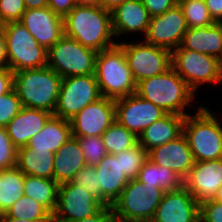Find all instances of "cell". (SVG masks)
Here are the masks:
<instances>
[{
	"instance_id": "obj_1",
	"label": "cell",
	"mask_w": 222,
	"mask_h": 222,
	"mask_svg": "<svg viewBox=\"0 0 222 222\" xmlns=\"http://www.w3.org/2000/svg\"><path fill=\"white\" fill-rule=\"evenodd\" d=\"M63 20L64 35L75 39L84 47L100 52L117 44L111 41L115 36L111 11L103 7L76 5Z\"/></svg>"
},
{
	"instance_id": "obj_2",
	"label": "cell",
	"mask_w": 222,
	"mask_h": 222,
	"mask_svg": "<svg viewBox=\"0 0 222 222\" xmlns=\"http://www.w3.org/2000/svg\"><path fill=\"white\" fill-rule=\"evenodd\" d=\"M62 77L48 66L13 72V88L23 107L54 114Z\"/></svg>"
},
{
	"instance_id": "obj_3",
	"label": "cell",
	"mask_w": 222,
	"mask_h": 222,
	"mask_svg": "<svg viewBox=\"0 0 222 222\" xmlns=\"http://www.w3.org/2000/svg\"><path fill=\"white\" fill-rule=\"evenodd\" d=\"M136 93L144 100L152 102L167 114L189 115L185 107L190 106L195 92L171 67L165 73L141 80Z\"/></svg>"
},
{
	"instance_id": "obj_4",
	"label": "cell",
	"mask_w": 222,
	"mask_h": 222,
	"mask_svg": "<svg viewBox=\"0 0 222 222\" xmlns=\"http://www.w3.org/2000/svg\"><path fill=\"white\" fill-rule=\"evenodd\" d=\"M95 77L102 97L117 100L137 91L124 50L118 43L98 52Z\"/></svg>"
},
{
	"instance_id": "obj_5",
	"label": "cell",
	"mask_w": 222,
	"mask_h": 222,
	"mask_svg": "<svg viewBox=\"0 0 222 222\" xmlns=\"http://www.w3.org/2000/svg\"><path fill=\"white\" fill-rule=\"evenodd\" d=\"M183 134L195 162L222 158V126L206 107H200L194 116L186 115Z\"/></svg>"
},
{
	"instance_id": "obj_6",
	"label": "cell",
	"mask_w": 222,
	"mask_h": 222,
	"mask_svg": "<svg viewBox=\"0 0 222 222\" xmlns=\"http://www.w3.org/2000/svg\"><path fill=\"white\" fill-rule=\"evenodd\" d=\"M160 187L129 180L112 205L118 222H150L164 195Z\"/></svg>"
},
{
	"instance_id": "obj_7",
	"label": "cell",
	"mask_w": 222,
	"mask_h": 222,
	"mask_svg": "<svg viewBox=\"0 0 222 222\" xmlns=\"http://www.w3.org/2000/svg\"><path fill=\"white\" fill-rule=\"evenodd\" d=\"M3 31L6 37L8 66L11 71L47 66V50L20 21L4 24Z\"/></svg>"
},
{
	"instance_id": "obj_8",
	"label": "cell",
	"mask_w": 222,
	"mask_h": 222,
	"mask_svg": "<svg viewBox=\"0 0 222 222\" xmlns=\"http://www.w3.org/2000/svg\"><path fill=\"white\" fill-rule=\"evenodd\" d=\"M98 52L64 35L47 50V66L62 78L95 74Z\"/></svg>"
},
{
	"instance_id": "obj_9",
	"label": "cell",
	"mask_w": 222,
	"mask_h": 222,
	"mask_svg": "<svg viewBox=\"0 0 222 222\" xmlns=\"http://www.w3.org/2000/svg\"><path fill=\"white\" fill-rule=\"evenodd\" d=\"M171 65L194 92L202 83L222 82V62L213 56L179 46L171 52Z\"/></svg>"
},
{
	"instance_id": "obj_10",
	"label": "cell",
	"mask_w": 222,
	"mask_h": 222,
	"mask_svg": "<svg viewBox=\"0 0 222 222\" xmlns=\"http://www.w3.org/2000/svg\"><path fill=\"white\" fill-rule=\"evenodd\" d=\"M101 97L95 74L62 78L53 115L70 120L88 104L96 102Z\"/></svg>"
},
{
	"instance_id": "obj_11",
	"label": "cell",
	"mask_w": 222,
	"mask_h": 222,
	"mask_svg": "<svg viewBox=\"0 0 222 222\" xmlns=\"http://www.w3.org/2000/svg\"><path fill=\"white\" fill-rule=\"evenodd\" d=\"M105 206L84 187L71 181L59 184L53 222H74L98 214Z\"/></svg>"
},
{
	"instance_id": "obj_12",
	"label": "cell",
	"mask_w": 222,
	"mask_h": 222,
	"mask_svg": "<svg viewBox=\"0 0 222 222\" xmlns=\"http://www.w3.org/2000/svg\"><path fill=\"white\" fill-rule=\"evenodd\" d=\"M123 48L129 68L136 83L141 80L161 75L172 67L171 51L147 44L119 43Z\"/></svg>"
},
{
	"instance_id": "obj_13",
	"label": "cell",
	"mask_w": 222,
	"mask_h": 222,
	"mask_svg": "<svg viewBox=\"0 0 222 222\" xmlns=\"http://www.w3.org/2000/svg\"><path fill=\"white\" fill-rule=\"evenodd\" d=\"M187 30L188 26L182 8L176 4L165 13L150 18L144 41L172 52L180 46Z\"/></svg>"
},
{
	"instance_id": "obj_14",
	"label": "cell",
	"mask_w": 222,
	"mask_h": 222,
	"mask_svg": "<svg viewBox=\"0 0 222 222\" xmlns=\"http://www.w3.org/2000/svg\"><path fill=\"white\" fill-rule=\"evenodd\" d=\"M167 113L137 93L115 100V120L137 137Z\"/></svg>"
},
{
	"instance_id": "obj_15",
	"label": "cell",
	"mask_w": 222,
	"mask_h": 222,
	"mask_svg": "<svg viewBox=\"0 0 222 222\" xmlns=\"http://www.w3.org/2000/svg\"><path fill=\"white\" fill-rule=\"evenodd\" d=\"M72 136H102L116 121L115 100L101 97L96 102L88 104L70 120Z\"/></svg>"
},
{
	"instance_id": "obj_16",
	"label": "cell",
	"mask_w": 222,
	"mask_h": 222,
	"mask_svg": "<svg viewBox=\"0 0 222 222\" xmlns=\"http://www.w3.org/2000/svg\"><path fill=\"white\" fill-rule=\"evenodd\" d=\"M198 220L199 203L182 186L178 190L164 192L150 222H197Z\"/></svg>"
},
{
	"instance_id": "obj_17",
	"label": "cell",
	"mask_w": 222,
	"mask_h": 222,
	"mask_svg": "<svg viewBox=\"0 0 222 222\" xmlns=\"http://www.w3.org/2000/svg\"><path fill=\"white\" fill-rule=\"evenodd\" d=\"M222 185V158L195 162L183 186L195 197L198 203L214 199Z\"/></svg>"
},
{
	"instance_id": "obj_18",
	"label": "cell",
	"mask_w": 222,
	"mask_h": 222,
	"mask_svg": "<svg viewBox=\"0 0 222 222\" xmlns=\"http://www.w3.org/2000/svg\"><path fill=\"white\" fill-rule=\"evenodd\" d=\"M20 22L46 50L64 36L63 17L49 7L26 9Z\"/></svg>"
},
{
	"instance_id": "obj_19",
	"label": "cell",
	"mask_w": 222,
	"mask_h": 222,
	"mask_svg": "<svg viewBox=\"0 0 222 222\" xmlns=\"http://www.w3.org/2000/svg\"><path fill=\"white\" fill-rule=\"evenodd\" d=\"M147 158L154 164L175 171L183 179L195 164L193 153L185 135L147 151Z\"/></svg>"
},
{
	"instance_id": "obj_20",
	"label": "cell",
	"mask_w": 222,
	"mask_h": 222,
	"mask_svg": "<svg viewBox=\"0 0 222 222\" xmlns=\"http://www.w3.org/2000/svg\"><path fill=\"white\" fill-rule=\"evenodd\" d=\"M52 116L53 114L42 109L22 107L21 111L6 126L14 146L17 149L25 147Z\"/></svg>"
},
{
	"instance_id": "obj_21",
	"label": "cell",
	"mask_w": 222,
	"mask_h": 222,
	"mask_svg": "<svg viewBox=\"0 0 222 222\" xmlns=\"http://www.w3.org/2000/svg\"><path fill=\"white\" fill-rule=\"evenodd\" d=\"M94 167L101 186V197L112 206L129 182L121 170L120 153L107 154Z\"/></svg>"
},
{
	"instance_id": "obj_22",
	"label": "cell",
	"mask_w": 222,
	"mask_h": 222,
	"mask_svg": "<svg viewBox=\"0 0 222 222\" xmlns=\"http://www.w3.org/2000/svg\"><path fill=\"white\" fill-rule=\"evenodd\" d=\"M114 35L127 32L146 34L151 16L141 0H127L111 11Z\"/></svg>"
},
{
	"instance_id": "obj_23",
	"label": "cell",
	"mask_w": 222,
	"mask_h": 222,
	"mask_svg": "<svg viewBox=\"0 0 222 222\" xmlns=\"http://www.w3.org/2000/svg\"><path fill=\"white\" fill-rule=\"evenodd\" d=\"M185 117L178 114H166L143 130L138 137V143L145 151H149L176 139L183 133Z\"/></svg>"
},
{
	"instance_id": "obj_24",
	"label": "cell",
	"mask_w": 222,
	"mask_h": 222,
	"mask_svg": "<svg viewBox=\"0 0 222 222\" xmlns=\"http://www.w3.org/2000/svg\"><path fill=\"white\" fill-rule=\"evenodd\" d=\"M86 166L79 139L71 137L55 153L53 180L58 184L71 181Z\"/></svg>"
},
{
	"instance_id": "obj_25",
	"label": "cell",
	"mask_w": 222,
	"mask_h": 222,
	"mask_svg": "<svg viewBox=\"0 0 222 222\" xmlns=\"http://www.w3.org/2000/svg\"><path fill=\"white\" fill-rule=\"evenodd\" d=\"M180 46L213 56L222 62V28L219 23L206 27L188 28Z\"/></svg>"
},
{
	"instance_id": "obj_26",
	"label": "cell",
	"mask_w": 222,
	"mask_h": 222,
	"mask_svg": "<svg viewBox=\"0 0 222 222\" xmlns=\"http://www.w3.org/2000/svg\"><path fill=\"white\" fill-rule=\"evenodd\" d=\"M72 137L69 120L52 116L28 142L31 149H42L56 153L57 150Z\"/></svg>"
},
{
	"instance_id": "obj_27",
	"label": "cell",
	"mask_w": 222,
	"mask_h": 222,
	"mask_svg": "<svg viewBox=\"0 0 222 222\" xmlns=\"http://www.w3.org/2000/svg\"><path fill=\"white\" fill-rule=\"evenodd\" d=\"M55 153L42 149H31L27 145L17 149L16 167L25 175L53 179Z\"/></svg>"
},
{
	"instance_id": "obj_28",
	"label": "cell",
	"mask_w": 222,
	"mask_h": 222,
	"mask_svg": "<svg viewBox=\"0 0 222 222\" xmlns=\"http://www.w3.org/2000/svg\"><path fill=\"white\" fill-rule=\"evenodd\" d=\"M136 179L146 185L160 187L163 191L178 190L183 186V178L175 171L158 166L147 159Z\"/></svg>"
},
{
	"instance_id": "obj_29",
	"label": "cell",
	"mask_w": 222,
	"mask_h": 222,
	"mask_svg": "<svg viewBox=\"0 0 222 222\" xmlns=\"http://www.w3.org/2000/svg\"><path fill=\"white\" fill-rule=\"evenodd\" d=\"M59 184L53 179L25 175L24 196L32 197L51 214L57 206Z\"/></svg>"
},
{
	"instance_id": "obj_30",
	"label": "cell",
	"mask_w": 222,
	"mask_h": 222,
	"mask_svg": "<svg viewBox=\"0 0 222 222\" xmlns=\"http://www.w3.org/2000/svg\"><path fill=\"white\" fill-rule=\"evenodd\" d=\"M25 174L17 167L0 170V214L5 212L24 196Z\"/></svg>"
},
{
	"instance_id": "obj_31",
	"label": "cell",
	"mask_w": 222,
	"mask_h": 222,
	"mask_svg": "<svg viewBox=\"0 0 222 222\" xmlns=\"http://www.w3.org/2000/svg\"><path fill=\"white\" fill-rule=\"evenodd\" d=\"M5 217L33 221H52V214L32 197L22 196L3 214Z\"/></svg>"
},
{
	"instance_id": "obj_32",
	"label": "cell",
	"mask_w": 222,
	"mask_h": 222,
	"mask_svg": "<svg viewBox=\"0 0 222 222\" xmlns=\"http://www.w3.org/2000/svg\"><path fill=\"white\" fill-rule=\"evenodd\" d=\"M101 137L108 154H118L138 143V137L117 121Z\"/></svg>"
},
{
	"instance_id": "obj_33",
	"label": "cell",
	"mask_w": 222,
	"mask_h": 222,
	"mask_svg": "<svg viewBox=\"0 0 222 222\" xmlns=\"http://www.w3.org/2000/svg\"><path fill=\"white\" fill-rule=\"evenodd\" d=\"M188 28L206 27L216 23L204 0H178Z\"/></svg>"
},
{
	"instance_id": "obj_34",
	"label": "cell",
	"mask_w": 222,
	"mask_h": 222,
	"mask_svg": "<svg viewBox=\"0 0 222 222\" xmlns=\"http://www.w3.org/2000/svg\"><path fill=\"white\" fill-rule=\"evenodd\" d=\"M147 159V151L139 143L120 152L121 170L128 180H133L137 177Z\"/></svg>"
},
{
	"instance_id": "obj_35",
	"label": "cell",
	"mask_w": 222,
	"mask_h": 222,
	"mask_svg": "<svg viewBox=\"0 0 222 222\" xmlns=\"http://www.w3.org/2000/svg\"><path fill=\"white\" fill-rule=\"evenodd\" d=\"M71 182L77 186L84 187L86 191L91 193L104 206H110L101 197V186L94 166L86 165L83 167L79 172L76 173Z\"/></svg>"
},
{
	"instance_id": "obj_36",
	"label": "cell",
	"mask_w": 222,
	"mask_h": 222,
	"mask_svg": "<svg viewBox=\"0 0 222 222\" xmlns=\"http://www.w3.org/2000/svg\"><path fill=\"white\" fill-rule=\"evenodd\" d=\"M78 139L86 165L95 166L108 154L101 136H86Z\"/></svg>"
},
{
	"instance_id": "obj_37",
	"label": "cell",
	"mask_w": 222,
	"mask_h": 222,
	"mask_svg": "<svg viewBox=\"0 0 222 222\" xmlns=\"http://www.w3.org/2000/svg\"><path fill=\"white\" fill-rule=\"evenodd\" d=\"M22 107L21 100L14 88L7 94L0 95V127H6Z\"/></svg>"
},
{
	"instance_id": "obj_38",
	"label": "cell",
	"mask_w": 222,
	"mask_h": 222,
	"mask_svg": "<svg viewBox=\"0 0 222 222\" xmlns=\"http://www.w3.org/2000/svg\"><path fill=\"white\" fill-rule=\"evenodd\" d=\"M17 148L11 141L6 127H0V170L16 167Z\"/></svg>"
},
{
	"instance_id": "obj_39",
	"label": "cell",
	"mask_w": 222,
	"mask_h": 222,
	"mask_svg": "<svg viewBox=\"0 0 222 222\" xmlns=\"http://www.w3.org/2000/svg\"><path fill=\"white\" fill-rule=\"evenodd\" d=\"M25 11L24 0H0V18L4 24L20 21Z\"/></svg>"
},
{
	"instance_id": "obj_40",
	"label": "cell",
	"mask_w": 222,
	"mask_h": 222,
	"mask_svg": "<svg viewBox=\"0 0 222 222\" xmlns=\"http://www.w3.org/2000/svg\"><path fill=\"white\" fill-rule=\"evenodd\" d=\"M199 220L201 222H222V202L209 199L199 203Z\"/></svg>"
},
{
	"instance_id": "obj_41",
	"label": "cell",
	"mask_w": 222,
	"mask_h": 222,
	"mask_svg": "<svg viewBox=\"0 0 222 222\" xmlns=\"http://www.w3.org/2000/svg\"><path fill=\"white\" fill-rule=\"evenodd\" d=\"M149 15L156 16L178 4V0H141Z\"/></svg>"
},
{
	"instance_id": "obj_42",
	"label": "cell",
	"mask_w": 222,
	"mask_h": 222,
	"mask_svg": "<svg viewBox=\"0 0 222 222\" xmlns=\"http://www.w3.org/2000/svg\"><path fill=\"white\" fill-rule=\"evenodd\" d=\"M76 6L75 0H48V7L61 17H65Z\"/></svg>"
},
{
	"instance_id": "obj_43",
	"label": "cell",
	"mask_w": 222,
	"mask_h": 222,
	"mask_svg": "<svg viewBox=\"0 0 222 222\" xmlns=\"http://www.w3.org/2000/svg\"><path fill=\"white\" fill-rule=\"evenodd\" d=\"M74 222H118V221L116 220L112 206H105L95 216L85 218L83 220L74 221Z\"/></svg>"
},
{
	"instance_id": "obj_44",
	"label": "cell",
	"mask_w": 222,
	"mask_h": 222,
	"mask_svg": "<svg viewBox=\"0 0 222 222\" xmlns=\"http://www.w3.org/2000/svg\"><path fill=\"white\" fill-rule=\"evenodd\" d=\"M13 89V71L9 68L0 69V95H5Z\"/></svg>"
},
{
	"instance_id": "obj_45",
	"label": "cell",
	"mask_w": 222,
	"mask_h": 222,
	"mask_svg": "<svg viewBox=\"0 0 222 222\" xmlns=\"http://www.w3.org/2000/svg\"><path fill=\"white\" fill-rule=\"evenodd\" d=\"M212 19L218 23L222 21V0H204Z\"/></svg>"
},
{
	"instance_id": "obj_46",
	"label": "cell",
	"mask_w": 222,
	"mask_h": 222,
	"mask_svg": "<svg viewBox=\"0 0 222 222\" xmlns=\"http://www.w3.org/2000/svg\"><path fill=\"white\" fill-rule=\"evenodd\" d=\"M4 68H9L6 49V37L4 31H0V69Z\"/></svg>"
},
{
	"instance_id": "obj_47",
	"label": "cell",
	"mask_w": 222,
	"mask_h": 222,
	"mask_svg": "<svg viewBox=\"0 0 222 222\" xmlns=\"http://www.w3.org/2000/svg\"><path fill=\"white\" fill-rule=\"evenodd\" d=\"M26 9L48 7V0H24Z\"/></svg>"
},
{
	"instance_id": "obj_48",
	"label": "cell",
	"mask_w": 222,
	"mask_h": 222,
	"mask_svg": "<svg viewBox=\"0 0 222 222\" xmlns=\"http://www.w3.org/2000/svg\"><path fill=\"white\" fill-rule=\"evenodd\" d=\"M127 0H101V7L105 8L108 11H112L118 5H121Z\"/></svg>"
},
{
	"instance_id": "obj_49",
	"label": "cell",
	"mask_w": 222,
	"mask_h": 222,
	"mask_svg": "<svg viewBox=\"0 0 222 222\" xmlns=\"http://www.w3.org/2000/svg\"><path fill=\"white\" fill-rule=\"evenodd\" d=\"M78 6L101 7V0H75Z\"/></svg>"
},
{
	"instance_id": "obj_50",
	"label": "cell",
	"mask_w": 222,
	"mask_h": 222,
	"mask_svg": "<svg viewBox=\"0 0 222 222\" xmlns=\"http://www.w3.org/2000/svg\"><path fill=\"white\" fill-rule=\"evenodd\" d=\"M1 222H53V221H33L26 219H16L11 217H5L3 214L1 215Z\"/></svg>"
},
{
	"instance_id": "obj_51",
	"label": "cell",
	"mask_w": 222,
	"mask_h": 222,
	"mask_svg": "<svg viewBox=\"0 0 222 222\" xmlns=\"http://www.w3.org/2000/svg\"><path fill=\"white\" fill-rule=\"evenodd\" d=\"M214 200L222 202V185L220 186V188L217 191L216 196L214 197Z\"/></svg>"
},
{
	"instance_id": "obj_52",
	"label": "cell",
	"mask_w": 222,
	"mask_h": 222,
	"mask_svg": "<svg viewBox=\"0 0 222 222\" xmlns=\"http://www.w3.org/2000/svg\"><path fill=\"white\" fill-rule=\"evenodd\" d=\"M4 28V23L2 22L1 18H0V31H3Z\"/></svg>"
}]
</instances>
